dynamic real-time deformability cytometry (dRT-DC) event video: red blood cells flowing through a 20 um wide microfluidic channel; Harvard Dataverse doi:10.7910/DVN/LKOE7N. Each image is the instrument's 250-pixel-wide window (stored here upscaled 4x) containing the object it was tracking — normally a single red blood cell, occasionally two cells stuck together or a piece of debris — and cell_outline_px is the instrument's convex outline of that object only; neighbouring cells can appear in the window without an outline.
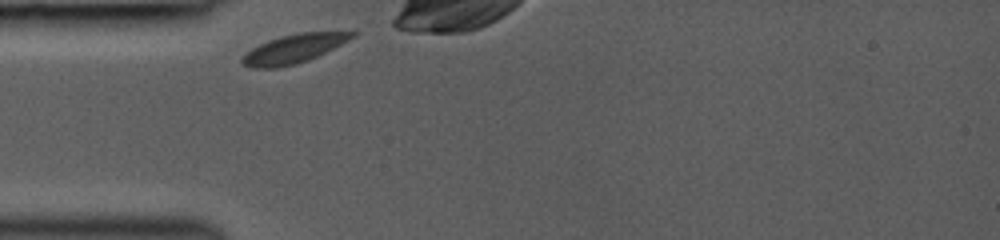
{"species": "common noctule bat (a hibernating species)", "species_latin": "Nyctalus noctula", "temperature_condition": "room temperature", "stored_images_in_passage": 3, "camera_frame_rate_fps": 3000, "um_per_image_px": 0.085, "animal": {"sex": "female", "body_mass_g": 19.0, "forearm_length_mm": 53.3}, "frame": {"image": 1, "passage_image": 1, "time_ms": 0.0, "image_size_px": [1000, 240], "cell_outline_px": [[356, 36], [308, 60], [296, 64], [276, 68], [252, 68], [244, 64], [240, 60], [252, 48], [268, 40], [280, 36], [300, 32], [356, 32]], "centroid_in_image_um": [24.94, 4.14], "position_along_channel_um": 60.1, "area_um2": 18.03}}
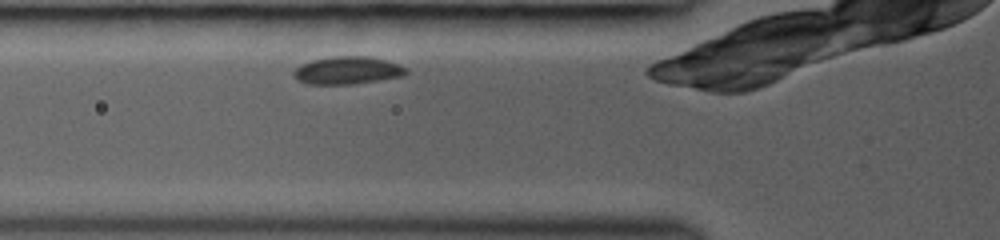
{"frame": {"image": 2, "passage_image": 3, "time_ms": 1.0, "image_size_px": [1000, 240], "cell_outline_px": [[408, 72], [404, 76], [352, 84], [308, 84], [296, 80], [292, 76], [292, 72], [300, 64], [312, 60], [332, 56], [368, 56], [384, 60], [408, 68]], "centroid_in_image_um": [29.49, 5.98], "position_along_channel_um": 96.3, "area_um2": 18.21}}